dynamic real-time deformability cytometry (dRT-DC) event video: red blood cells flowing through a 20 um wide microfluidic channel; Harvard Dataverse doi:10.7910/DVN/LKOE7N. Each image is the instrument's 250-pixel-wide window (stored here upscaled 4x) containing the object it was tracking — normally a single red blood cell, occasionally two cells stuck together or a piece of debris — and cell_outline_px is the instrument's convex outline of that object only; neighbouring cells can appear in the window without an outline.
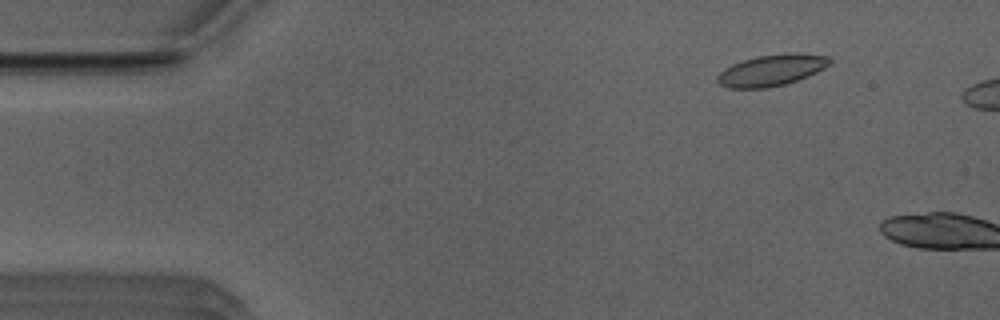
{"species": "Egyptian fruit bat (a non-hibernating species)", "species_latin": "Rousettus aegyptiacus", "temperature_condition": "room temperature", "stored_images_in_passage": 12, "camera_frame_rate_fps": 3000, "um_per_image_px": 0.085, "animal": {"sex": "male"}, "frame": {"image": 1, "passage_image": 6, "time_ms": 1.667, "image_size_px": [1000, 320], "cell_outline_px": [[832, 64], [808, 76], [784, 84], [764, 88], [728, 88], [720, 84], [716, 80], [716, 76], [724, 68], [732, 64], [756, 56], [796, 52], [828, 56], [832, 60]], "centroid_in_image_um": [65.59, 5.96], "position_along_channel_um": 19.4, "area_um2": 20.52}}